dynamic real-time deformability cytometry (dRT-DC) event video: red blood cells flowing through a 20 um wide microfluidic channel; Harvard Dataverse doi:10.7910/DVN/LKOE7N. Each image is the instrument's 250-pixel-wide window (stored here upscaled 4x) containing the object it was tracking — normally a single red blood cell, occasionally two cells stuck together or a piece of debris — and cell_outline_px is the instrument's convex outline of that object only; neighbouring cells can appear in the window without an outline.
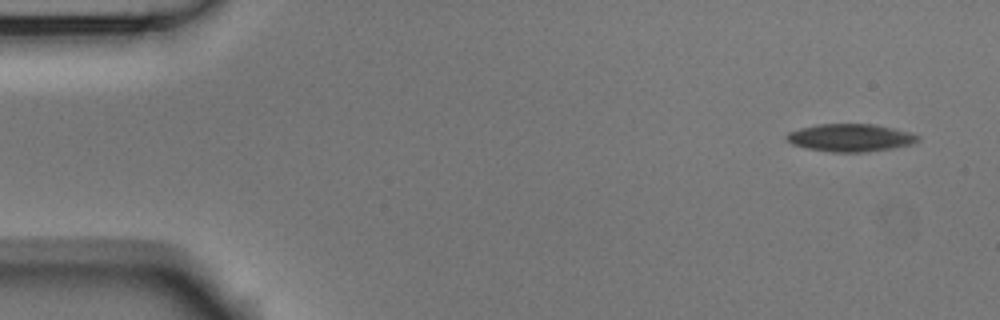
{"species": "Egyptian fruit bat (a non-hibernating species)", "species_latin": "Rousettus aegyptiacus", "temperature_condition": "room temperature", "stored_images_in_passage": 5, "camera_frame_rate_fps": 3000, "um_per_image_px": 0.085, "animal": {"sex": "male"}, "frame": {"image": 1, "passage_image": 1, "time_ms": 0.0, "image_size_px": [1000, 320], "cell_outline_px": [[920, 140], [912, 144], [892, 148], [868, 152], [832, 152], [808, 148], [792, 144], [784, 136], [788, 132], [800, 128], [816, 124], [872, 124], [892, 128], [908, 132], [920, 136]], "centroid_in_image_um": [72.28, 11.71], "position_along_channel_um": 12.7, "area_um2": 21.1}}
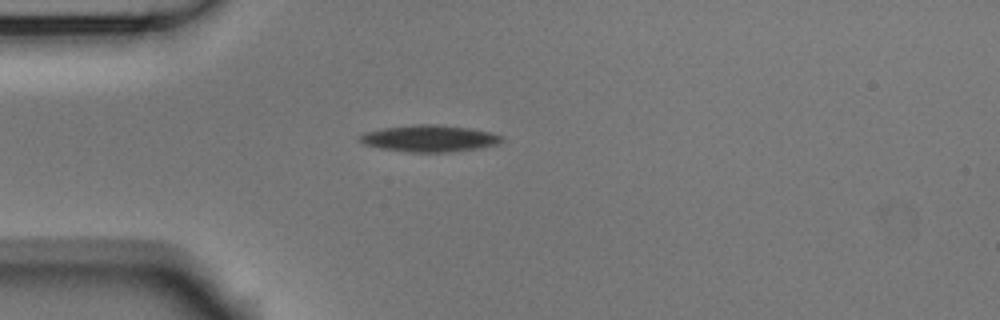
{"frame": {"image": 2, "passage_image": 4, "time_ms": 1.0, "image_size_px": [1000, 320], "cell_outline_px": [[504, 140], [496, 144], [476, 148], [444, 152], [412, 152], [384, 148], [364, 144], [360, 140], [360, 136], [364, 132], [384, 128], [416, 124], [440, 124], [472, 128], [504, 136]], "centroid_in_image_um": [36.53, 11.75], "position_along_channel_um": 48.5, "area_um2": 21.73}}